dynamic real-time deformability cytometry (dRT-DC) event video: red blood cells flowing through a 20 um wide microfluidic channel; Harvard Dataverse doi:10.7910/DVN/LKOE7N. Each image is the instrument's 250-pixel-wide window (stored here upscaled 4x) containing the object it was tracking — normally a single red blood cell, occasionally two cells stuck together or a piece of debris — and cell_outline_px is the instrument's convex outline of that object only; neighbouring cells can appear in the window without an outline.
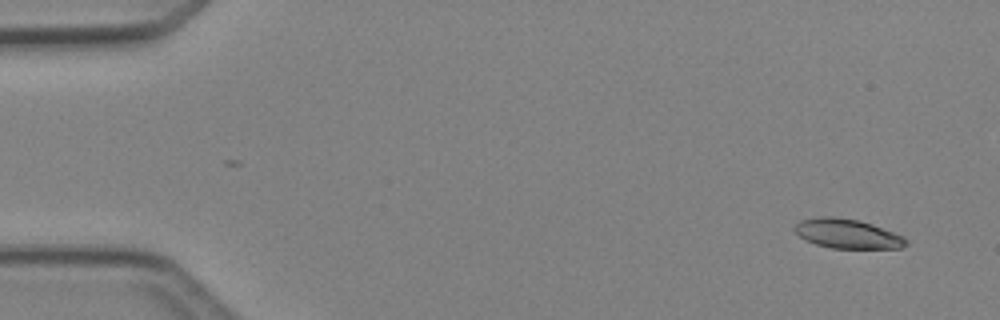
{"species": "Egyptian fruit bat (a non-hibernating species)", "species_latin": "Rousettus aegyptiacus", "temperature_condition": "cold", "stored_images_in_passage": 48, "camera_frame_rate_fps": 3000, "um_per_image_px": 0.085, "animal": {"sex": "female"}, "frame": {"image": 1, "passage_image": 3, "time_ms": 0.667, "image_size_px": [1000, 320], "cell_outline_px": [[908, 244], [900, 248], [832, 248], [816, 244], [804, 240], [792, 228], [800, 220], [816, 216], [832, 216], [856, 220], [872, 224], [904, 236], [908, 240]], "centroid_in_image_um": [72.01, 19.86], "position_along_channel_um": 13.0, "area_um2": 19.13}}
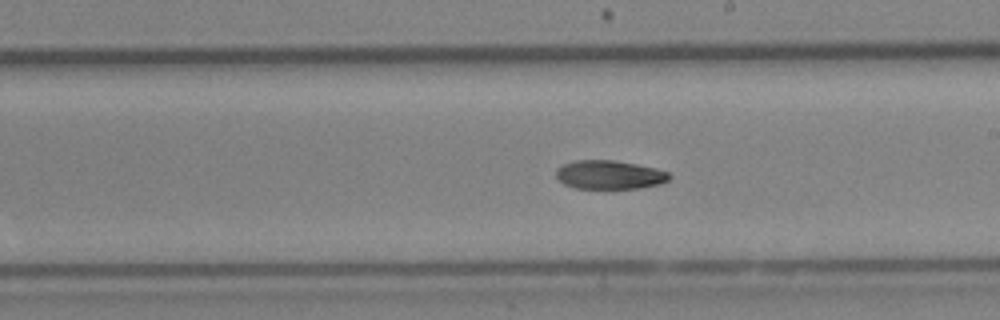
{"frame": {"image": 2, "passage_image": 28, "time_ms": 9.0, "image_size_px": [1000, 320], "cell_outline_px": [[672, 176], [668, 180], [660, 184], [640, 188], [576, 188], [564, 184], [556, 176], [556, 168], [564, 164], [576, 160], [612, 160], [636, 164], [656, 168], [668, 172]], "centroid_in_image_um": [51.82, 14.85], "position_along_channel_um": 237.2, "area_um2": 18.9}}
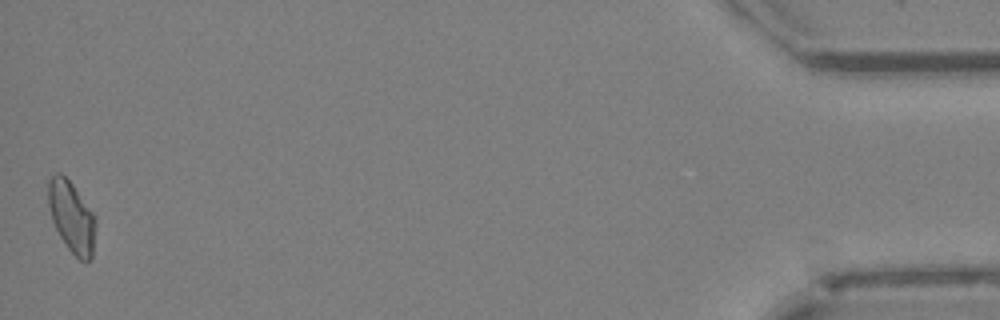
{"frame": {"image": 3, "passage_image": 48, "time_ms": 15.667, "image_size_px": [1000, 320], "cell_outline_px": [[96, 224], [92, 256], [88, 260], [80, 260], [68, 248], [60, 236], [52, 220], [48, 204], [48, 180], [56, 172], [60, 172], [72, 184], [96, 216]], "centroid_in_image_um": [6.09, 18.41], "position_along_channel_um": 429.1, "area_um2": 19.48}, "authors_computed_cell_mechanics": {"area_um2": 19.4786, "velocity_mm_per_s": 4.2442, "shape_relaxation_time_tau1_ms": 5.432, "shape_relaxation_time_tau2_ms": null, "deformation_change_tau1": 0.1441, "deformation_change_tau2": null}}